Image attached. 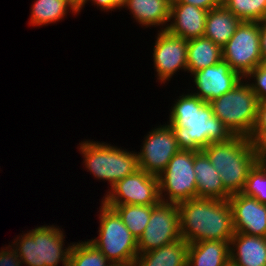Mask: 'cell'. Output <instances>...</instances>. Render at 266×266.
Masks as SVG:
<instances>
[{
	"mask_svg": "<svg viewBox=\"0 0 266 266\" xmlns=\"http://www.w3.org/2000/svg\"><path fill=\"white\" fill-rule=\"evenodd\" d=\"M175 98L166 124L173 129L180 150L202 151L210 143L225 142L233 137L213 114L209 103L188 89Z\"/></svg>",
	"mask_w": 266,
	"mask_h": 266,
	"instance_id": "cell-1",
	"label": "cell"
},
{
	"mask_svg": "<svg viewBox=\"0 0 266 266\" xmlns=\"http://www.w3.org/2000/svg\"><path fill=\"white\" fill-rule=\"evenodd\" d=\"M177 205L181 237L186 242L231 241L235 231L228 200L193 198Z\"/></svg>",
	"mask_w": 266,
	"mask_h": 266,
	"instance_id": "cell-2",
	"label": "cell"
},
{
	"mask_svg": "<svg viewBox=\"0 0 266 266\" xmlns=\"http://www.w3.org/2000/svg\"><path fill=\"white\" fill-rule=\"evenodd\" d=\"M217 170L224 188L232 195L244 190L249 171L261 159L248 137L233 136L228 141L210 143L202 149Z\"/></svg>",
	"mask_w": 266,
	"mask_h": 266,
	"instance_id": "cell-3",
	"label": "cell"
},
{
	"mask_svg": "<svg viewBox=\"0 0 266 266\" xmlns=\"http://www.w3.org/2000/svg\"><path fill=\"white\" fill-rule=\"evenodd\" d=\"M21 232L9 243L24 266H68L74 242L66 245L61 226L44 224Z\"/></svg>",
	"mask_w": 266,
	"mask_h": 266,
	"instance_id": "cell-4",
	"label": "cell"
},
{
	"mask_svg": "<svg viewBox=\"0 0 266 266\" xmlns=\"http://www.w3.org/2000/svg\"><path fill=\"white\" fill-rule=\"evenodd\" d=\"M77 149L83 159V169L92 174L94 179L107 182L109 189L117 181L139 169L137 152L114 143L111 145L87 138L79 142Z\"/></svg>",
	"mask_w": 266,
	"mask_h": 266,
	"instance_id": "cell-5",
	"label": "cell"
},
{
	"mask_svg": "<svg viewBox=\"0 0 266 266\" xmlns=\"http://www.w3.org/2000/svg\"><path fill=\"white\" fill-rule=\"evenodd\" d=\"M258 103L256 94L244 78L231 91L209 102L213 114L233 136L248 138L256 123Z\"/></svg>",
	"mask_w": 266,
	"mask_h": 266,
	"instance_id": "cell-6",
	"label": "cell"
},
{
	"mask_svg": "<svg viewBox=\"0 0 266 266\" xmlns=\"http://www.w3.org/2000/svg\"><path fill=\"white\" fill-rule=\"evenodd\" d=\"M98 210L97 237L88 239L112 263H135L138 240L123 223L118 213L102 201Z\"/></svg>",
	"mask_w": 266,
	"mask_h": 266,
	"instance_id": "cell-7",
	"label": "cell"
},
{
	"mask_svg": "<svg viewBox=\"0 0 266 266\" xmlns=\"http://www.w3.org/2000/svg\"><path fill=\"white\" fill-rule=\"evenodd\" d=\"M194 151L179 150L158 176L161 202L180 203L197 198Z\"/></svg>",
	"mask_w": 266,
	"mask_h": 266,
	"instance_id": "cell-8",
	"label": "cell"
},
{
	"mask_svg": "<svg viewBox=\"0 0 266 266\" xmlns=\"http://www.w3.org/2000/svg\"><path fill=\"white\" fill-rule=\"evenodd\" d=\"M222 58L242 78L262 64L260 22L242 21L234 35L222 47Z\"/></svg>",
	"mask_w": 266,
	"mask_h": 266,
	"instance_id": "cell-9",
	"label": "cell"
},
{
	"mask_svg": "<svg viewBox=\"0 0 266 266\" xmlns=\"http://www.w3.org/2000/svg\"><path fill=\"white\" fill-rule=\"evenodd\" d=\"M100 200L105 205H157L161 202L158 176L137 169L106 190Z\"/></svg>",
	"mask_w": 266,
	"mask_h": 266,
	"instance_id": "cell-10",
	"label": "cell"
},
{
	"mask_svg": "<svg viewBox=\"0 0 266 266\" xmlns=\"http://www.w3.org/2000/svg\"><path fill=\"white\" fill-rule=\"evenodd\" d=\"M154 44L151 49L153 59V70L156 73V82L163 86L168 84L171 79L179 72L187 70V40L175 36L167 30H160L156 32Z\"/></svg>",
	"mask_w": 266,
	"mask_h": 266,
	"instance_id": "cell-11",
	"label": "cell"
},
{
	"mask_svg": "<svg viewBox=\"0 0 266 266\" xmlns=\"http://www.w3.org/2000/svg\"><path fill=\"white\" fill-rule=\"evenodd\" d=\"M154 126L143 136L137 157L139 169L159 176L180 149L170 125L165 122Z\"/></svg>",
	"mask_w": 266,
	"mask_h": 266,
	"instance_id": "cell-12",
	"label": "cell"
},
{
	"mask_svg": "<svg viewBox=\"0 0 266 266\" xmlns=\"http://www.w3.org/2000/svg\"><path fill=\"white\" fill-rule=\"evenodd\" d=\"M181 238L178 205L160 202L152 208L149 222L138 239V254L159 248Z\"/></svg>",
	"mask_w": 266,
	"mask_h": 266,
	"instance_id": "cell-13",
	"label": "cell"
},
{
	"mask_svg": "<svg viewBox=\"0 0 266 266\" xmlns=\"http://www.w3.org/2000/svg\"><path fill=\"white\" fill-rule=\"evenodd\" d=\"M189 78L188 90L207 103L231 91L242 79L223 59L213 66L192 73ZM191 80L193 86L190 84Z\"/></svg>",
	"mask_w": 266,
	"mask_h": 266,
	"instance_id": "cell-14",
	"label": "cell"
},
{
	"mask_svg": "<svg viewBox=\"0 0 266 266\" xmlns=\"http://www.w3.org/2000/svg\"><path fill=\"white\" fill-rule=\"evenodd\" d=\"M228 202L235 232L266 237V204L242 192L232 194Z\"/></svg>",
	"mask_w": 266,
	"mask_h": 266,
	"instance_id": "cell-15",
	"label": "cell"
},
{
	"mask_svg": "<svg viewBox=\"0 0 266 266\" xmlns=\"http://www.w3.org/2000/svg\"><path fill=\"white\" fill-rule=\"evenodd\" d=\"M208 11L185 3H171L167 31L190 40L203 37Z\"/></svg>",
	"mask_w": 266,
	"mask_h": 266,
	"instance_id": "cell-16",
	"label": "cell"
},
{
	"mask_svg": "<svg viewBox=\"0 0 266 266\" xmlns=\"http://www.w3.org/2000/svg\"><path fill=\"white\" fill-rule=\"evenodd\" d=\"M172 0H127L123 9L130 12L131 19L142 28L166 30Z\"/></svg>",
	"mask_w": 266,
	"mask_h": 266,
	"instance_id": "cell-17",
	"label": "cell"
},
{
	"mask_svg": "<svg viewBox=\"0 0 266 266\" xmlns=\"http://www.w3.org/2000/svg\"><path fill=\"white\" fill-rule=\"evenodd\" d=\"M230 266H266V237L235 232L230 241Z\"/></svg>",
	"mask_w": 266,
	"mask_h": 266,
	"instance_id": "cell-18",
	"label": "cell"
},
{
	"mask_svg": "<svg viewBox=\"0 0 266 266\" xmlns=\"http://www.w3.org/2000/svg\"><path fill=\"white\" fill-rule=\"evenodd\" d=\"M197 198L228 200L231 194L224 188L219 173L203 151H194Z\"/></svg>",
	"mask_w": 266,
	"mask_h": 266,
	"instance_id": "cell-19",
	"label": "cell"
},
{
	"mask_svg": "<svg viewBox=\"0 0 266 266\" xmlns=\"http://www.w3.org/2000/svg\"><path fill=\"white\" fill-rule=\"evenodd\" d=\"M187 266H230V242L210 240L189 244Z\"/></svg>",
	"mask_w": 266,
	"mask_h": 266,
	"instance_id": "cell-20",
	"label": "cell"
},
{
	"mask_svg": "<svg viewBox=\"0 0 266 266\" xmlns=\"http://www.w3.org/2000/svg\"><path fill=\"white\" fill-rule=\"evenodd\" d=\"M189 243L184 239L137 255L135 266H187Z\"/></svg>",
	"mask_w": 266,
	"mask_h": 266,
	"instance_id": "cell-21",
	"label": "cell"
},
{
	"mask_svg": "<svg viewBox=\"0 0 266 266\" xmlns=\"http://www.w3.org/2000/svg\"><path fill=\"white\" fill-rule=\"evenodd\" d=\"M241 22L223 5L210 9L206 17L204 37L222 48L234 35Z\"/></svg>",
	"mask_w": 266,
	"mask_h": 266,
	"instance_id": "cell-22",
	"label": "cell"
},
{
	"mask_svg": "<svg viewBox=\"0 0 266 266\" xmlns=\"http://www.w3.org/2000/svg\"><path fill=\"white\" fill-rule=\"evenodd\" d=\"M222 48L206 37L187 40L188 75L206 67L215 65L222 60Z\"/></svg>",
	"mask_w": 266,
	"mask_h": 266,
	"instance_id": "cell-23",
	"label": "cell"
},
{
	"mask_svg": "<svg viewBox=\"0 0 266 266\" xmlns=\"http://www.w3.org/2000/svg\"><path fill=\"white\" fill-rule=\"evenodd\" d=\"M30 10L28 24L36 28L62 22L69 13L78 15L66 0H34Z\"/></svg>",
	"mask_w": 266,
	"mask_h": 266,
	"instance_id": "cell-24",
	"label": "cell"
},
{
	"mask_svg": "<svg viewBox=\"0 0 266 266\" xmlns=\"http://www.w3.org/2000/svg\"><path fill=\"white\" fill-rule=\"evenodd\" d=\"M113 208L121 217L123 223L138 240L143 234L156 205H106Z\"/></svg>",
	"mask_w": 266,
	"mask_h": 266,
	"instance_id": "cell-25",
	"label": "cell"
},
{
	"mask_svg": "<svg viewBox=\"0 0 266 266\" xmlns=\"http://www.w3.org/2000/svg\"><path fill=\"white\" fill-rule=\"evenodd\" d=\"M112 263L92 243L79 240L73 243L68 266H111Z\"/></svg>",
	"mask_w": 266,
	"mask_h": 266,
	"instance_id": "cell-26",
	"label": "cell"
},
{
	"mask_svg": "<svg viewBox=\"0 0 266 266\" xmlns=\"http://www.w3.org/2000/svg\"><path fill=\"white\" fill-rule=\"evenodd\" d=\"M222 5L241 21L266 20V0H222Z\"/></svg>",
	"mask_w": 266,
	"mask_h": 266,
	"instance_id": "cell-27",
	"label": "cell"
},
{
	"mask_svg": "<svg viewBox=\"0 0 266 266\" xmlns=\"http://www.w3.org/2000/svg\"><path fill=\"white\" fill-rule=\"evenodd\" d=\"M242 193L266 204V159H260L249 171Z\"/></svg>",
	"mask_w": 266,
	"mask_h": 266,
	"instance_id": "cell-28",
	"label": "cell"
},
{
	"mask_svg": "<svg viewBox=\"0 0 266 266\" xmlns=\"http://www.w3.org/2000/svg\"><path fill=\"white\" fill-rule=\"evenodd\" d=\"M261 159H266V99L258 103L257 119L250 135Z\"/></svg>",
	"mask_w": 266,
	"mask_h": 266,
	"instance_id": "cell-29",
	"label": "cell"
},
{
	"mask_svg": "<svg viewBox=\"0 0 266 266\" xmlns=\"http://www.w3.org/2000/svg\"><path fill=\"white\" fill-rule=\"evenodd\" d=\"M244 79L250 84L259 101L266 99V63L258 65Z\"/></svg>",
	"mask_w": 266,
	"mask_h": 266,
	"instance_id": "cell-30",
	"label": "cell"
},
{
	"mask_svg": "<svg viewBox=\"0 0 266 266\" xmlns=\"http://www.w3.org/2000/svg\"><path fill=\"white\" fill-rule=\"evenodd\" d=\"M8 244L0 248V266H23L16 250Z\"/></svg>",
	"mask_w": 266,
	"mask_h": 266,
	"instance_id": "cell-31",
	"label": "cell"
},
{
	"mask_svg": "<svg viewBox=\"0 0 266 266\" xmlns=\"http://www.w3.org/2000/svg\"><path fill=\"white\" fill-rule=\"evenodd\" d=\"M91 3L92 6L96 7L101 12L104 13L115 12L116 10H123L127 0H87L86 4Z\"/></svg>",
	"mask_w": 266,
	"mask_h": 266,
	"instance_id": "cell-32",
	"label": "cell"
},
{
	"mask_svg": "<svg viewBox=\"0 0 266 266\" xmlns=\"http://www.w3.org/2000/svg\"><path fill=\"white\" fill-rule=\"evenodd\" d=\"M171 3H185L209 11L222 5V0H172Z\"/></svg>",
	"mask_w": 266,
	"mask_h": 266,
	"instance_id": "cell-33",
	"label": "cell"
},
{
	"mask_svg": "<svg viewBox=\"0 0 266 266\" xmlns=\"http://www.w3.org/2000/svg\"><path fill=\"white\" fill-rule=\"evenodd\" d=\"M260 51L262 62L266 63V20L260 22Z\"/></svg>",
	"mask_w": 266,
	"mask_h": 266,
	"instance_id": "cell-34",
	"label": "cell"
},
{
	"mask_svg": "<svg viewBox=\"0 0 266 266\" xmlns=\"http://www.w3.org/2000/svg\"><path fill=\"white\" fill-rule=\"evenodd\" d=\"M66 1L75 9V11L79 15L80 12L85 8L84 6H86L87 0H66Z\"/></svg>",
	"mask_w": 266,
	"mask_h": 266,
	"instance_id": "cell-35",
	"label": "cell"
},
{
	"mask_svg": "<svg viewBox=\"0 0 266 266\" xmlns=\"http://www.w3.org/2000/svg\"><path fill=\"white\" fill-rule=\"evenodd\" d=\"M111 266H135V263H116Z\"/></svg>",
	"mask_w": 266,
	"mask_h": 266,
	"instance_id": "cell-36",
	"label": "cell"
}]
</instances>
